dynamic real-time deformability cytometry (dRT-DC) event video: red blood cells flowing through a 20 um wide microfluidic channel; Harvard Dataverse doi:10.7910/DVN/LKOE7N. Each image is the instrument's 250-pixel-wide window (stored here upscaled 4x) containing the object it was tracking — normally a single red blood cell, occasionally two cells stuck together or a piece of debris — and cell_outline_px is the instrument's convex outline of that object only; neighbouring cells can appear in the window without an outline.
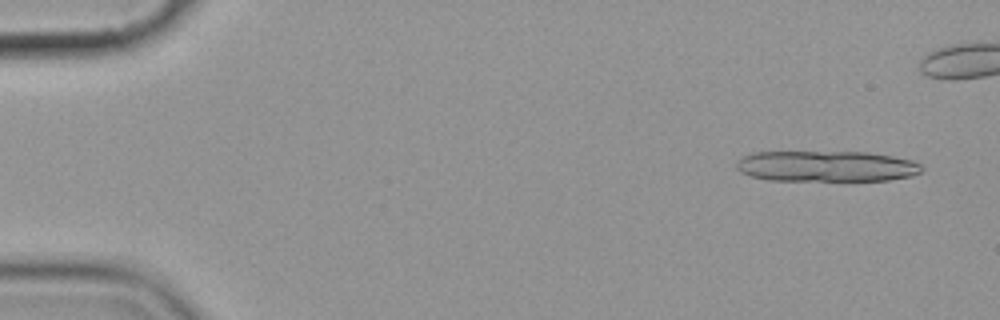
{"species": "common noctule bat (a hibernating species)", "species_latin": "Nyctalus noctula", "temperature_condition": "cold", "stored_images_in_passage": 6, "camera_frame_rate_fps": 3000, "um_per_image_px": 0.085, "animal": {"sex": "female", "body_mass_g": 19.9}, "frame": {"image": 1, "passage_image": 1, "time_ms": 0.0, "image_size_px": [1000, 320], "cell_outline_px": [[924, 168], [920, 172], [912, 176], [888, 180], [768, 180], [752, 176], [740, 172], [736, 168], [736, 160], [752, 152], [868, 152], [892, 156], [912, 160], [920, 164]], "centroid_in_image_um": [70.24, 14.12], "position_along_channel_um": 14.8, "area_um2": 33.35}}
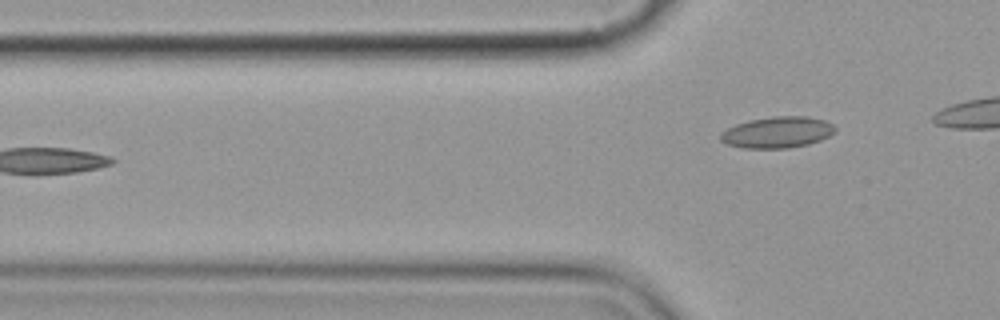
{"frame": {"image": 2, "passage_image": 6, "time_ms": 6.667, "image_size_px": [1000, 320], "cell_outline_px": [[836, 132], [820, 140], [808, 144], [788, 148], [744, 148], [728, 144], [720, 140], [720, 132], [736, 124], [748, 120], [772, 116], [808, 116], [824, 120], [832, 124], [836, 128]], "centroid_in_image_um": [66.08, 11.24], "position_along_channel_um": 59.7, "area_um2": 20.92}}